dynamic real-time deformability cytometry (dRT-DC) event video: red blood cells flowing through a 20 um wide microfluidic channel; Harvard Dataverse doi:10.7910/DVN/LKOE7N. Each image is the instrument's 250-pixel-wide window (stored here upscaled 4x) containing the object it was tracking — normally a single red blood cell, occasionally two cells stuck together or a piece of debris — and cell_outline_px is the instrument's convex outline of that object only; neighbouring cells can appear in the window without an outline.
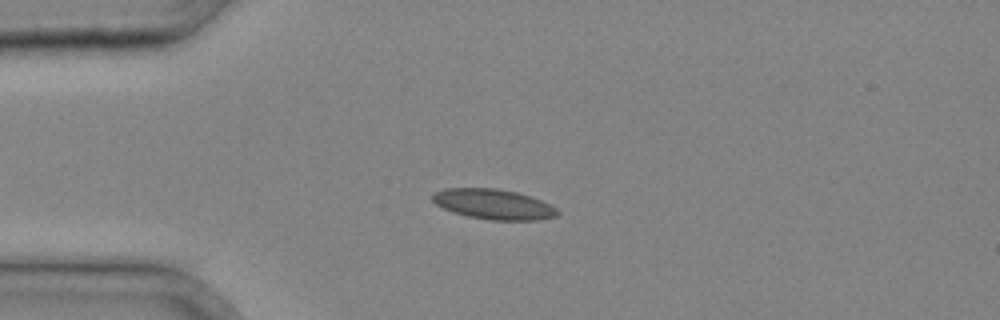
{"species": "common noctule bat (a hibernating species)", "species_latin": "Nyctalus noctula", "temperature_condition": "cold", "stored_images_in_passage": 17, "camera_frame_rate_fps": 3000, "um_per_image_px": 0.085, "animal": {"sex": "male", "body_mass_g": 20.4}, "frame": {"image": 1, "passage_image": 6, "time_ms": 1.667, "image_size_px": [1000, 320], "cell_outline_px": [[560, 212], [556, 216], [540, 220], [492, 220], [468, 216], [452, 212], [436, 204], [432, 200], [432, 196], [436, 192], [444, 188], [496, 188], [516, 192], [540, 200], [556, 208]], "centroid_in_image_um": [41.94, 17.36], "position_along_channel_um": 43.1, "area_um2": 21.79}}
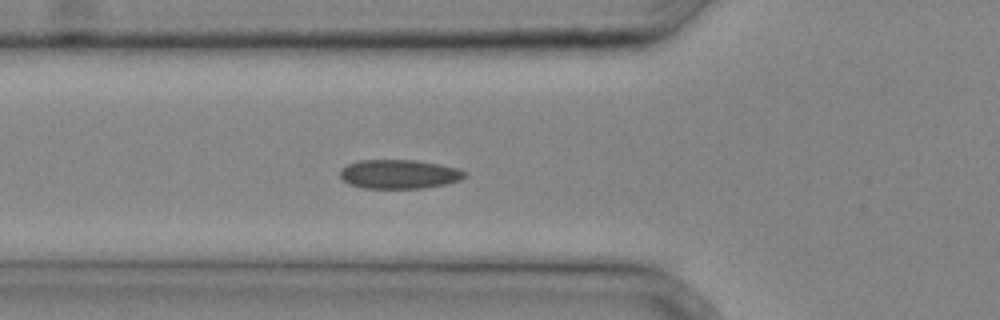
{"frame": {"image": 2, "passage_image": 10, "time_ms": 3.0, "image_size_px": [1000, 320], "cell_outline_px": [[464, 176], [460, 180], [444, 184], [424, 188], [364, 188], [352, 184], [344, 180], [340, 176], [340, 168], [348, 164], [360, 160], [416, 160], [440, 164], [456, 168], [464, 172]], "centroid_in_image_um": [33.9, 14.79], "position_along_channel_um": 91.9, "area_um2": 20.87}}
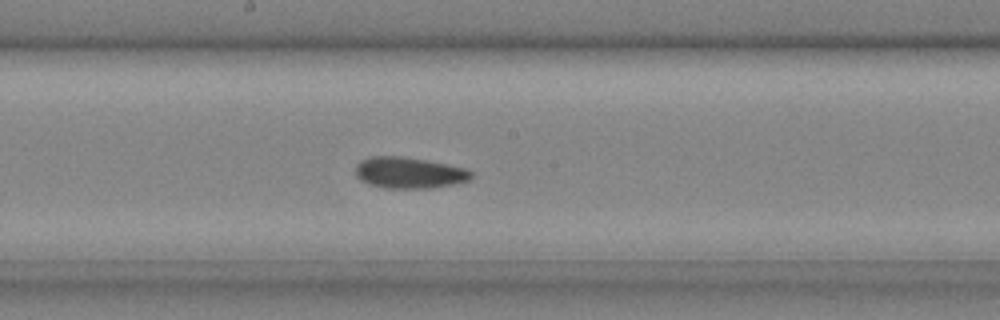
{"frame": {"image": 3, "passage_image": 17, "time_ms": 5.333, "image_size_px": [1000, 320], "cell_outline_px": [[472, 176], [468, 180], [452, 184], [432, 188], [384, 188], [368, 184], [360, 180], [356, 176], [356, 164], [360, 160], [372, 156], [400, 156], [428, 160], [464, 168], [472, 172]], "centroid_in_image_um": [34.73, 14.68], "position_along_channel_um": 213.5, "area_um2": 21.04}}